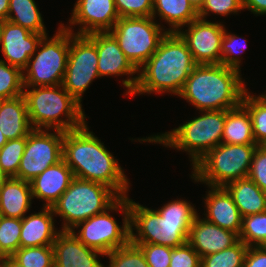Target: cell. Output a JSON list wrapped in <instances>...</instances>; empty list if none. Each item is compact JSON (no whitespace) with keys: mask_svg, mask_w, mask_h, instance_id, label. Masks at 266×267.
Wrapping results in <instances>:
<instances>
[{"mask_svg":"<svg viewBox=\"0 0 266 267\" xmlns=\"http://www.w3.org/2000/svg\"><path fill=\"white\" fill-rule=\"evenodd\" d=\"M26 145V137L8 140L0 149V167L9 176L15 177Z\"/></svg>","mask_w":266,"mask_h":267,"instance_id":"obj_36","label":"cell"},{"mask_svg":"<svg viewBox=\"0 0 266 267\" xmlns=\"http://www.w3.org/2000/svg\"><path fill=\"white\" fill-rule=\"evenodd\" d=\"M246 90L240 71L222 64H197L177 96L200 111L231 110L242 104Z\"/></svg>","mask_w":266,"mask_h":267,"instance_id":"obj_4","label":"cell"},{"mask_svg":"<svg viewBox=\"0 0 266 267\" xmlns=\"http://www.w3.org/2000/svg\"><path fill=\"white\" fill-rule=\"evenodd\" d=\"M7 20L33 33L48 34L42 15L34 0H9Z\"/></svg>","mask_w":266,"mask_h":267,"instance_id":"obj_28","label":"cell"},{"mask_svg":"<svg viewBox=\"0 0 266 267\" xmlns=\"http://www.w3.org/2000/svg\"><path fill=\"white\" fill-rule=\"evenodd\" d=\"M12 257L24 267H54L53 245L20 247Z\"/></svg>","mask_w":266,"mask_h":267,"instance_id":"obj_32","label":"cell"},{"mask_svg":"<svg viewBox=\"0 0 266 267\" xmlns=\"http://www.w3.org/2000/svg\"><path fill=\"white\" fill-rule=\"evenodd\" d=\"M210 190L204 199L206 216L204 219L217 226L233 231L239 235L242 216L231 194L225 187L208 186Z\"/></svg>","mask_w":266,"mask_h":267,"instance_id":"obj_20","label":"cell"},{"mask_svg":"<svg viewBox=\"0 0 266 267\" xmlns=\"http://www.w3.org/2000/svg\"><path fill=\"white\" fill-rule=\"evenodd\" d=\"M121 211L123 213V225L119 226L116 219L109 211ZM75 228L79 229L76 234ZM71 232L85 246L95 249L104 255L126 245L130 241V209L129 197H119L104 212L96 214L89 219L80 222Z\"/></svg>","mask_w":266,"mask_h":267,"instance_id":"obj_10","label":"cell"},{"mask_svg":"<svg viewBox=\"0 0 266 267\" xmlns=\"http://www.w3.org/2000/svg\"><path fill=\"white\" fill-rule=\"evenodd\" d=\"M185 31L177 33L186 42L196 64H221V40L225 27L221 22L197 18Z\"/></svg>","mask_w":266,"mask_h":267,"instance_id":"obj_14","label":"cell"},{"mask_svg":"<svg viewBox=\"0 0 266 267\" xmlns=\"http://www.w3.org/2000/svg\"><path fill=\"white\" fill-rule=\"evenodd\" d=\"M144 253L149 267H169L172 248L157 244H136Z\"/></svg>","mask_w":266,"mask_h":267,"instance_id":"obj_41","label":"cell"},{"mask_svg":"<svg viewBox=\"0 0 266 267\" xmlns=\"http://www.w3.org/2000/svg\"><path fill=\"white\" fill-rule=\"evenodd\" d=\"M23 95L33 129L43 128L66 132L80 128L87 122L82 105L61 84L24 87Z\"/></svg>","mask_w":266,"mask_h":267,"instance_id":"obj_5","label":"cell"},{"mask_svg":"<svg viewBox=\"0 0 266 267\" xmlns=\"http://www.w3.org/2000/svg\"><path fill=\"white\" fill-rule=\"evenodd\" d=\"M196 65L181 36L168 32L155 53L138 70L132 95L165 92L178 95Z\"/></svg>","mask_w":266,"mask_h":267,"instance_id":"obj_3","label":"cell"},{"mask_svg":"<svg viewBox=\"0 0 266 267\" xmlns=\"http://www.w3.org/2000/svg\"><path fill=\"white\" fill-rule=\"evenodd\" d=\"M9 179V176L0 167V188Z\"/></svg>","mask_w":266,"mask_h":267,"instance_id":"obj_48","label":"cell"},{"mask_svg":"<svg viewBox=\"0 0 266 267\" xmlns=\"http://www.w3.org/2000/svg\"><path fill=\"white\" fill-rule=\"evenodd\" d=\"M239 240L248 247L266 246V211L242 217Z\"/></svg>","mask_w":266,"mask_h":267,"instance_id":"obj_31","label":"cell"},{"mask_svg":"<svg viewBox=\"0 0 266 267\" xmlns=\"http://www.w3.org/2000/svg\"><path fill=\"white\" fill-rule=\"evenodd\" d=\"M62 157L74 177L104 184L119 197L127 196L129 179L118 159L95 137L87 123L64 132Z\"/></svg>","mask_w":266,"mask_h":267,"instance_id":"obj_1","label":"cell"},{"mask_svg":"<svg viewBox=\"0 0 266 267\" xmlns=\"http://www.w3.org/2000/svg\"><path fill=\"white\" fill-rule=\"evenodd\" d=\"M189 3L194 7V9L198 12L202 5L204 4L205 0H188Z\"/></svg>","mask_w":266,"mask_h":267,"instance_id":"obj_47","label":"cell"},{"mask_svg":"<svg viewBox=\"0 0 266 267\" xmlns=\"http://www.w3.org/2000/svg\"><path fill=\"white\" fill-rule=\"evenodd\" d=\"M98 62L96 44L87 35L70 32L68 62L61 85L81 105L82 95L91 82L100 78Z\"/></svg>","mask_w":266,"mask_h":267,"instance_id":"obj_12","label":"cell"},{"mask_svg":"<svg viewBox=\"0 0 266 267\" xmlns=\"http://www.w3.org/2000/svg\"><path fill=\"white\" fill-rule=\"evenodd\" d=\"M165 20L168 23V32L177 33L184 30V26L198 18V12L188 0H153L152 17Z\"/></svg>","mask_w":266,"mask_h":267,"instance_id":"obj_26","label":"cell"},{"mask_svg":"<svg viewBox=\"0 0 266 267\" xmlns=\"http://www.w3.org/2000/svg\"><path fill=\"white\" fill-rule=\"evenodd\" d=\"M54 133L43 129H33L26 137V145L14 178L30 182L48 167L63 159L64 131Z\"/></svg>","mask_w":266,"mask_h":267,"instance_id":"obj_13","label":"cell"},{"mask_svg":"<svg viewBox=\"0 0 266 267\" xmlns=\"http://www.w3.org/2000/svg\"><path fill=\"white\" fill-rule=\"evenodd\" d=\"M4 20L0 19V44H1V38H2V31L4 27Z\"/></svg>","mask_w":266,"mask_h":267,"instance_id":"obj_50","label":"cell"},{"mask_svg":"<svg viewBox=\"0 0 266 267\" xmlns=\"http://www.w3.org/2000/svg\"><path fill=\"white\" fill-rule=\"evenodd\" d=\"M201 115L170 132L137 139L163 144L167 148L186 151L194 166L210 150L222 143L226 110L199 111Z\"/></svg>","mask_w":266,"mask_h":267,"instance_id":"obj_6","label":"cell"},{"mask_svg":"<svg viewBox=\"0 0 266 267\" xmlns=\"http://www.w3.org/2000/svg\"><path fill=\"white\" fill-rule=\"evenodd\" d=\"M32 200L28 181L9 177L0 188V209L4 217L22 219L31 209Z\"/></svg>","mask_w":266,"mask_h":267,"instance_id":"obj_23","label":"cell"},{"mask_svg":"<svg viewBox=\"0 0 266 267\" xmlns=\"http://www.w3.org/2000/svg\"><path fill=\"white\" fill-rule=\"evenodd\" d=\"M257 146L221 143L192 167L191 178L213 187H225L232 181L246 178Z\"/></svg>","mask_w":266,"mask_h":267,"instance_id":"obj_8","label":"cell"},{"mask_svg":"<svg viewBox=\"0 0 266 267\" xmlns=\"http://www.w3.org/2000/svg\"><path fill=\"white\" fill-rule=\"evenodd\" d=\"M23 91L22 70L0 60V98H15L22 95Z\"/></svg>","mask_w":266,"mask_h":267,"instance_id":"obj_34","label":"cell"},{"mask_svg":"<svg viewBox=\"0 0 266 267\" xmlns=\"http://www.w3.org/2000/svg\"><path fill=\"white\" fill-rule=\"evenodd\" d=\"M248 246L241 240L231 247L201 258L200 267H243Z\"/></svg>","mask_w":266,"mask_h":267,"instance_id":"obj_30","label":"cell"},{"mask_svg":"<svg viewBox=\"0 0 266 267\" xmlns=\"http://www.w3.org/2000/svg\"><path fill=\"white\" fill-rule=\"evenodd\" d=\"M21 219L2 217L0 221V257L12 256L20 248Z\"/></svg>","mask_w":266,"mask_h":267,"instance_id":"obj_35","label":"cell"},{"mask_svg":"<svg viewBox=\"0 0 266 267\" xmlns=\"http://www.w3.org/2000/svg\"><path fill=\"white\" fill-rule=\"evenodd\" d=\"M222 143L256 144L250 113L242 104L234 109L226 110Z\"/></svg>","mask_w":266,"mask_h":267,"instance_id":"obj_27","label":"cell"},{"mask_svg":"<svg viewBox=\"0 0 266 267\" xmlns=\"http://www.w3.org/2000/svg\"><path fill=\"white\" fill-rule=\"evenodd\" d=\"M130 241L133 244H157L171 248L187 242L197 209L186 200H170L157 210L129 199ZM136 230L134 233L133 230Z\"/></svg>","mask_w":266,"mask_h":267,"instance_id":"obj_2","label":"cell"},{"mask_svg":"<svg viewBox=\"0 0 266 267\" xmlns=\"http://www.w3.org/2000/svg\"><path fill=\"white\" fill-rule=\"evenodd\" d=\"M7 138L4 136V134L1 132L0 130V149L2 148V146L7 142Z\"/></svg>","mask_w":266,"mask_h":267,"instance_id":"obj_49","label":"cell"},{"mask_svg":"<svg viewBox=\"0 0 266 267\" xmlns=\"http://www.w3.org/2000/svg\"><path fill=\"white\" fill-rule=\"evenodd\" d=\"M225 188L231 194L242 217L266 211V193L250 178L232 181Z\"/></svg>","mask_w":266,"mask_h":267,"instance_id":"obj_25","label":"cell"},{"mask_svg":"<svg viewBox=\"0 0 266 267\" xmlns=\"http://www.w3.org/2000/svg\"><path fill=\"white\" fill-rule=\"evenodd\" d=\"M70 31L62 23L51 38L45 35L22 70L24 87L62 84L68 62Z\"/></svg>","mask_w":266,"mask_h":267,"instance_id":"obj_9","label":"cell"},{"mask_svg":"<svg viewBox=\"0 0 266 267\" xmlns=\"http://www.w3.org/2000/svg\"><path fill=\"white\" fill-rule=\"evenodd\" d=\"M0 130L7 140L27 137L33 130L23 94L3 100L0 111Z\"/></svg>","mask_w":266,"mask_h":267,"instance_id":"obj_24","label":"cell"},{"mask_svg":"<svg viewBox=\"0 0 266 267\" xmlns=\"http://www.w3.org/2000/svg\"><path fill=\"white\" fill-rule=\"evenodd\" d=\"M87 36L96 44L100 78L102 76L128 75L129 77L123 80L122 84L127 88L126 95L132 96L137 85L138 76H130L138 75V70L124 55L114 36L109 31L93 32L87 34Z\"/></svg>","mask_w":266,"mask_h":267,"instance_id":"obj_15","label":"cell"},{"mask_svg":"<svg viewBox=\"0 0 266 267\" xmlns=\"http://www.w3.org/2000/svg\"><path fill=\"white\" fill-rule=\"evenodd\" d=\"M2 217H3V215H2V211L0 209V221H1Z\"/></svg>","mask_w":266,"mask_h":267,"instance_id":"obj_52","label":"cell"},{"mask_svg":"<svg viewBox=\"0 0 266 267\" xmlns=\"http://www.w3.org/2000/svg\"><path fill=\"white\" fill-rule=\"evenodd\" d=\"M239 241V235L210 223L199 214L190 227L187 243L202 258L233 246Z\"/></svg>","mask_w":266,"mask_h":267,"instance_id":"obj_18","label":"cell"},{"mask_svg":"<svg viewBox=\"0 0 266 267\" xmlns=\"http://www.w3.org/2000/svg\"><path fill=\"white\" fill-rule=\"evenodd\" d=\"M242 105L252 119L253 136L257 145H266V97L251 95L248 89L244 93Z\"/></svg>","mask_w":266,"mask_h":267,"instance_id":"obj_29","label":"cell"},{"mask_svg":"<svg viewBox=\"0 0 266 267\" xmlns=\"http://www.w3.org/2000/svg\"><path fill=\"white\" fill-rule=\"evenodd\" d=\"M45 35L48 34L33 33L20 25L5 20L0 44L5 60H0L23 70Z\"/></svg>","mask_w":266,"mask_h":267,"instance_id":"obj_17","label":"cell"},{"mask_svg":"<svg viewBox=\"0 0 266 267\" xmlns=\"http://www.w3.org/2000/svg\"><path fill=\"white\" fill-rule=\"evenodd\" d=\"M105 256L109 259L108 267H149L141 248L131 241Z\"/></svg>","mask_w":266,"mask_h":267,"instance_id":"obj_33","label":"cell"},{"mask_svg":"<svg viewBox=\"0 0 266 267\" xmlns=\"http://www.w3.org/2000/svg\"><path fill=\"white\" fill-rule=\"evenodd\" d=\"M243 267H266V246L248 247Z\"/></svg>","mask_w":266,"mask_h":267,"instance_id":"obj_43","label":"cell"},{"mask_svg":"<svg viewBox=\"0 0 266 267\" xmlns=\"http://www.w3.org/2000/svg\"><path fill=\"white\" fill-rule=\"evenodd\" d=\"M243 9L250 10L254 15H266V0H241Z\"/></svg>","mask_w":266,"mask_h":267,"instance_id":"obj_44","label":"cell"},{"mask_svg":"<svg viewBox=\"0 0 266 267\" xmlns=\"http://www.w3.org/2000/svg\"><path fill=\"white\" fill-rule=\"evenodd\" d=\"M247 177L266 193V145L257 146Z\"/></svg>","mask_w":266,"mask_h":267,"instance_id":"obj_40","label":"cell"},{"mask_svg":"<svg viewBox=\"0 0 266 267\" xmlns=\"http://www.w3.org/2000/svg\"><path fill=\"white\" fill-rule=\"evenodd\" d=\"M120 18L151 17L153 0H114Z\"/></svg>","mask_w":266,"mask_h":267,"instance_id":"obj_38","label":"cell"},{"mask_svg":"<svg viewBox=\"0 0 266 267\" xmlns=\"http://www.w3.org/2000/svg\"><path fill=\"white\" fill-rule=\"evenodd\" d=\"M4 99L0 98V111H1V108H2V102H3Z\"/></svg>","mask_w":266,"mask_h":267,"instance_id":"obj_51","label":"cell"},{"mask_svg":"<svg viewBox=\"0 0 266 267\" xmlns=\"http://www.w3.org/2000/svg\"><path fill=\"white\" fill-rule=\"evenodd\" d=\"M244 10L241 0H205L201 9L198 11V18L204 19L213 13L220 16L238 14Z\"/></svg>","mask_w":266,"mask_h":267,"instance_id":"obj_39","label":"cell"},{"mask_svg":"<svg viewBox=\"0 0 266 267\" xmlns=\"http://www.w3.org/2000/svg\"><path fill=\"white\" fill-rule=\"evenodd\" d=\"M119 196L108 186L74 177L51 207L63 219L62 231H71L80 222L104 212Z\"/></svg>","mask_w":266,"mask_h":267,"instance_id":"obj_7","label":"cell"},{"mask_svg":"<svg viewBox=\"0 0 266 267\" xmlns=\"http://www.w3.org/2000/svg\"><path fill=\"white\" fill-rule=\"evenodd\" d=\"M73 178L72 169L62 159L30 181L32 196L44 201L43 206L52 207Z\"/></svg>","mask_w":266,"mask_h":267,"instance_id":"obj_21","label":"cell"},{"mask_svg":"<svg viewBox=\"0 0 266 267\" xmlns=\"http://www.w3.org/2000/svg\"><path fill=\"white\" fill-rule=\"evenodd\" d=\"M53 249L54 267H105L98 259L105 255L85 246L71 231L60 230Z\"/></svg>","mask_w":266,"mask_h":267,"instance_id":"obj_19","label":"cell"},{"mask_svg":"<svg viewBox=\"0 0 266 267\" xmlns=\"http://www.w3.org/2000/svg\"><path fill=\"white\" fill-rule=\"evenodd\" d=\"M242 40L244 41L242 42ZM246 41L247 39L245 40L233 33L231 34L225 29L221 40V64L241 71V60L239 54L246 49Z\"/></svg>","mask_w":266,"mask_h":267,"instance_id":"obj_37","label":"cell"},{"mask_svg":"<svg viewBox=\"0 0 266 267\" xmlns=\"http://www.w3.org/2000/svg\"><path fill=\"white\" fill-rule=\"evenodd\" d=\"M54 213L51 207L21 219L20 247H40L53 245L60 230L54 226Z\"/></svg>","mask_w":266,"mask_h":267,"instance_id":"obj_22","label":"cell"},{"mask_svg":"<svg viewBox=\"0 0 266 267\" xmlns=\"http://www.w3.org/2000/svg\"><path fill=\"white\" fill-rule=\"evenodd\" d=\"M201 257L187 242L172 248L169 267H200Z\"/></svg>","mask_w":266,"mask_h":267,"instance_id":"obj_42","label":"cell"},{"mask_svg":"<svg viewBox=\"0 0 266 267\" xmlns=\"http://www.w3.org/2000/svg\"><path fill=\"white\" fill-rule=\"evenodd\" d=\"M9 10V0H0V19L7 20Z\"/></svg>","mask_w":266,"mask_h":267,"instance_id":"obj_46","label":"cell"},{"mask_svg":"<svg viewBox=\"0 0 266 267\" xmlns=\"http://www.w3.org/2000/svg\"><path fill=\"white\" fill-rule=\"evenodd\" d=\"M0 267H24L17 262L12 256L1 258Z\"/></svg>","mask_w":266,"mask_h":267,"instance_id":"obj_45","label":"cell"},{"mask_svg":"<svg viewBox=\"0 0 266 267\" xmlns=\"http://www.w3.org/2000/svg\"><path fill=\"white\" fill-rule=\"evenodd\" d=\"M72 11L69 19L71 28L62 25L78 35L110 31L120 19L114 0H77ZM75 25H80L76 33L72 30Z\"/></svg>","mask_w":266,"mask_h":267,"instance_id":"obj_16","label":"cell"},{"mask_svg":"<svg viewBox=\"0 0 266 267\" xmlns=\"http://www.w3.org/2000/svg\"><path fill=\"white\" fill-rule=\"evenodd\" d=\"M109 32L124 55L139 70L158 49L168 30L151 16L120 18Z\"/></svg>","mask_w":266,"mask_h":267,"instance_id":"obj_11","label":"cell"}]
</instances>
